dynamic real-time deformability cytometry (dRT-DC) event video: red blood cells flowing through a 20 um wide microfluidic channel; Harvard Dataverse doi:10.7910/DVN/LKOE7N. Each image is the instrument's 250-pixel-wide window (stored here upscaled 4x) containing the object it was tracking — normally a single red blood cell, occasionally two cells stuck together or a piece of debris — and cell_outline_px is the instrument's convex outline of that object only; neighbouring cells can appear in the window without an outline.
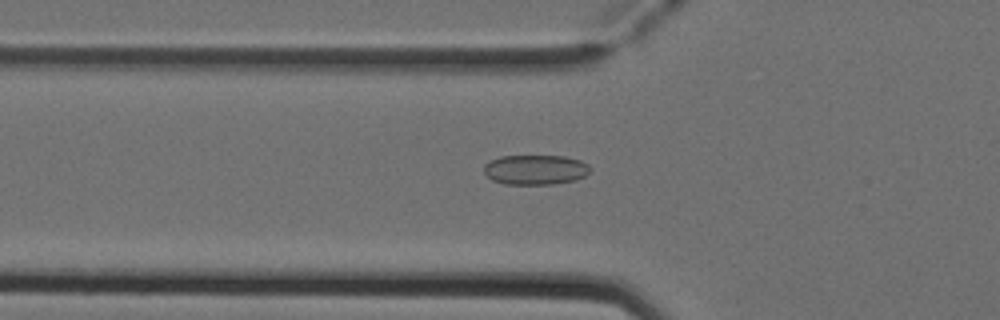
{"species": "Egyptian fruit bat (a non-hibernating species)", "species_latin": "Rousettus aegyptiacus", "temperature_condition": "cold", "stored_images_in_passage": 42, "camera_frame_rate_fps": 3000, "um_per_image_px": 0.085, "animal": {"sex": "female"}, "frame": {"image": 1, "passage_image": 8, "time_ms": 2.333, "image_size_px": [1000, 320], "cell_outline_px": [[592, 168], [584, 176], [576, 180], [552, 184], [504, 184], [492, 180], [484, 172], [484, 164], [500, 156], [564, 156], [580, 160], [588, 164]], "centroid_in_image_um": [45.52, 14.42], "position_along_channel_um": 80.3, "area_um2": 18.5}}
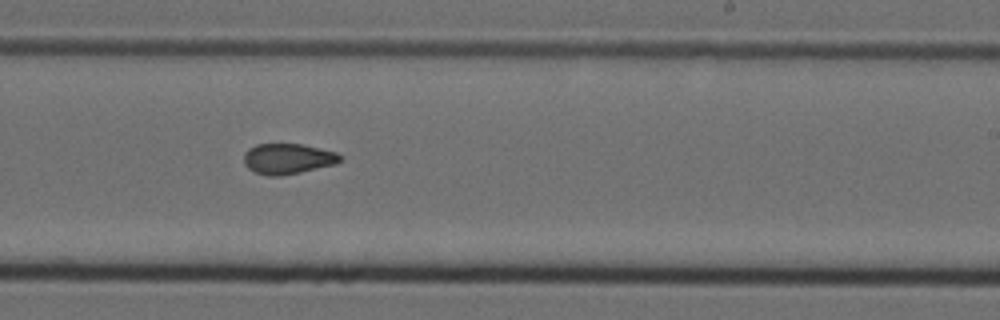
{"frame": {"image": 2, "passage_image": 22, "time_ms": 7.0, "image_size_px": [1000, 320], "cell_outline_px": [[340, 160], [336, 164], [300, 172], [280, 176], [268, 176], [256, 172], [248, 168], [244, 164], [244, 152], [248, 148], [256, 144], [304, 144], [336, 152], [340, 156]], "centroid_in_image_um": [24.43, 13.49], "position_along_channel_um": 264.6, "area_um2": 17.11}}
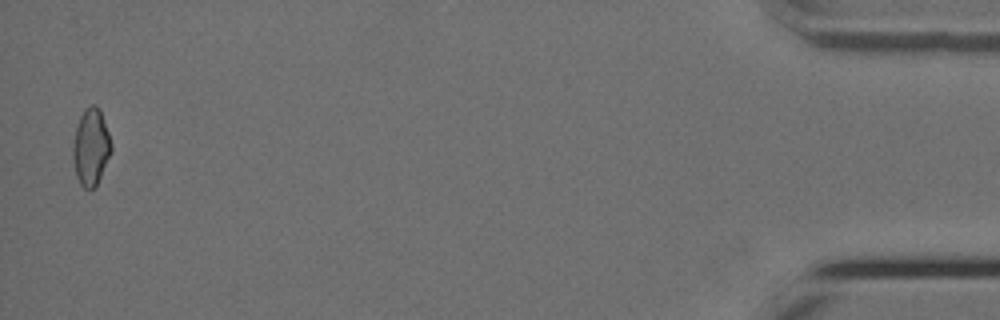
{"frame": {"image": 3, "passage_image": 41, "time_ms": 13.333, "image_size_px": [1000, 320], "cell_outline_px": [[112, 152], [96, 188], [84, 188], [80, 184], [76, 176], [72, 156], [72, 148], [76, 128], [80, 116], [84, 108], [92, 104], [96, 104], [100, 108], [112, 144]], "centroid_in_image_um": [7.74, 12.5], "position_along_channel_um": 427.5, "area_um2": 17.46}, "authors_computed_cell_mechanics": {"area_um2": 17.2822, "velocity_mm_per_s": 3.9267, "shape_relaxation_time_tau1_ms": null, "shape_relaxation_time_tau2_ms": 1.9546, "deformation_change_tau1": null, "deformation_change_tau2": 0.0664}}